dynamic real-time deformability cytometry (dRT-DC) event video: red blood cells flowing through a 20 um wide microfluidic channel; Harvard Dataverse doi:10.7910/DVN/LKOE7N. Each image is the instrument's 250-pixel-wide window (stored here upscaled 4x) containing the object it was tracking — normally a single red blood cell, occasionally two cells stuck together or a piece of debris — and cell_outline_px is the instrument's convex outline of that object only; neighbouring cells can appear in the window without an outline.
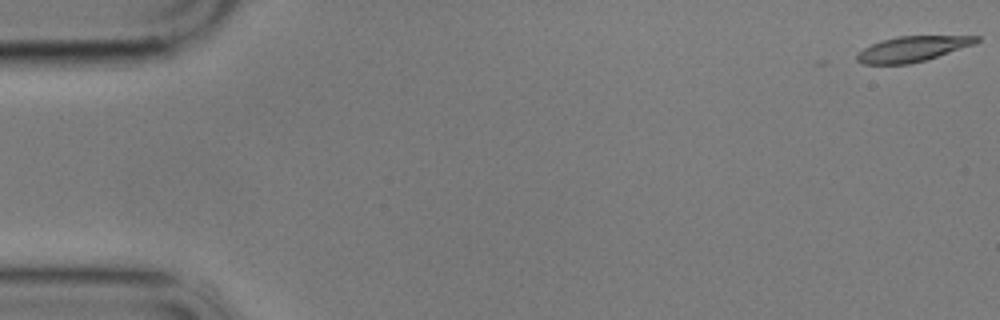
{"species": "common noctule bat (a hibernating species)", "species_latin": "Nyctalus noctula", "temperature_condition": "cold", "stored_images_in_passage": 9, "camera_frame_rate_fps": 3000, "um_per_image_px": 0.085, "animal": {"sex": "male", "body_mass_g": 17.9}, "frame": {"image": 1, "passage_image": 1, "time_ms": 0.0, "image_size_px": [1000, 320], "cell_outline_px": [[980, 40], [976, 44], [912, 64], [860, 64], [856, 60], [856, 56], [864, 48], [880, 40], [896, 36], [980, 36]], "centroid_in_image_um": [77.55, 4.16], "position_along_channel_um": 7.4, "area_um2": 17.69}}